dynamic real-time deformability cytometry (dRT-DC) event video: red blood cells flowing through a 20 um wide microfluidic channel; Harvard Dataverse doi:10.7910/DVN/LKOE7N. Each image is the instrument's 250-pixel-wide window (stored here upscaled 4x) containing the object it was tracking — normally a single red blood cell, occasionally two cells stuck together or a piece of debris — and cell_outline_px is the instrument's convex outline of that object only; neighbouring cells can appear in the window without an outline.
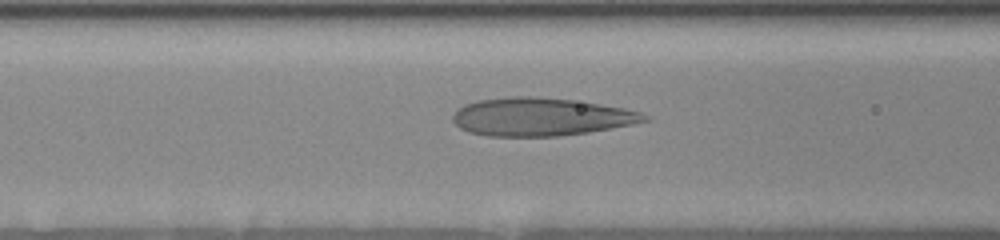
{"species": "human", "species_latin": "Homo sapiens", "temperature_condition": "room temperature", "stored_images_in_passage": 31, "camera_frame_rate_fps": 3000, "um_per_image_px": 0.085, "donor": {"sex": "female"}, "frame": {"image": 1, "passage_image": 23, "time_ms": 6.333, "image_size_px": [1000, 240], "cell_outline_px": [[648, 120], [632, 124], [588, 132], [560, 136], [488, 136], [468, 132], [460, 128], [452, 120], [452, 116], [464, 104], [480, 100], [512, 96], [536, 96], [572, 100], [600, 104], [624, 108], [640, 112], [648, 116]], "centroid_in_image_um": [45.95, 9.93], "position_along_channel_um": 120.7, "area_um2": 42.25}}
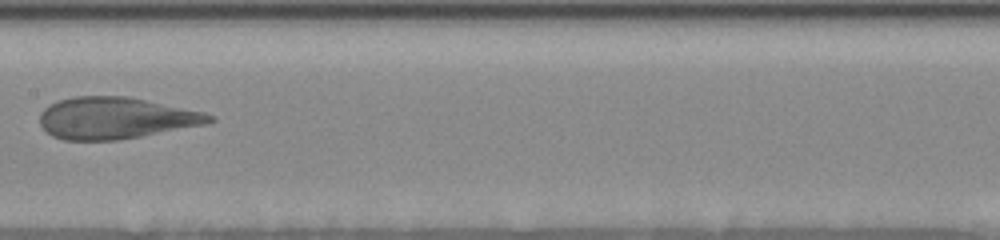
{"frame": {"image": 2, "passage_image": 28, "time_ms": 8.333, "image_size_px": [1000, 240], "cell_outline_px": [[216, 120], [208, 124], [120, 140], [64, 140], [52, 136], [40, 124], [40, 112], [48, 104], [56, 100], [72, 96], [128, 96], [204, 112], [212, 116]], "centroid_in_image_um": [9.81, 10.03], "position_along_channel_um": 197.6, "area_um2": 41.44}}
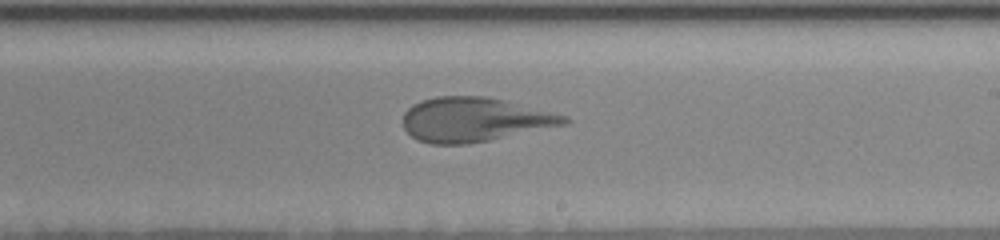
{"frame": {"image": 3, "passage_image": 30, "time_ms": 9.667, "image_size_px": [1000, 240], "cell_outline_px": [[572, 120], [568, 124], [468, 144], [432, 144], [416, 140], [404, 128], [404, 112], [412, 104], [436, 96], [484, 96], [504, 100], [568, 116]], "centroid_in_image_um": [40.33, 10.16], "position_along_channel_um": 248.7, "area_um2": 41.44}}